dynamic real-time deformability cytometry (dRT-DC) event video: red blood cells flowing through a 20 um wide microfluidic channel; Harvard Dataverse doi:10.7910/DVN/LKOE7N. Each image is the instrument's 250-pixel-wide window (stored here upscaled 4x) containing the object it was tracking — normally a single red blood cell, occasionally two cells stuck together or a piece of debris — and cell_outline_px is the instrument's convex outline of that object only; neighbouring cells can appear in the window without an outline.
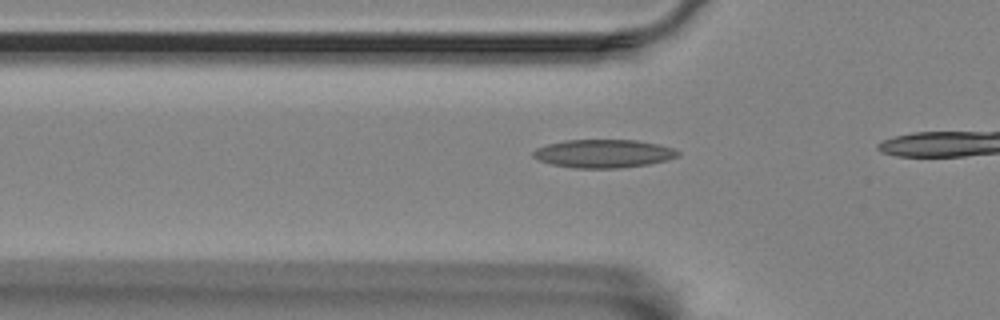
{"species": "Egyptian fruit bat (a non-hibernating species)", "species_latin": "Rousettus aegyptiacus", "temperature_condition": "room temperature", "stored_images_in_passage": 10, "camera_frame_rate_fps": 3000, "um_per_image_px": 0.085, "animal": {"sex": "female"}, "frame": {"image": 1, "passage_image": 7, "time_ms": 2.0, "image_size_px": [1000, 320], "cell_outline_px": [[680, 156], [648, 164], [616, 168], [572, 168], [552, 164], [540, 160], [532, 156], [532, 152], [536, 148], [548, 144], [564, 140], [636, 140], [656, 144], [672, 148], [680, 152]], "centroid_in_image_um": [51.26, 13.05], "position_along_channel_um": 74.5, "area_um2": 23.64}}